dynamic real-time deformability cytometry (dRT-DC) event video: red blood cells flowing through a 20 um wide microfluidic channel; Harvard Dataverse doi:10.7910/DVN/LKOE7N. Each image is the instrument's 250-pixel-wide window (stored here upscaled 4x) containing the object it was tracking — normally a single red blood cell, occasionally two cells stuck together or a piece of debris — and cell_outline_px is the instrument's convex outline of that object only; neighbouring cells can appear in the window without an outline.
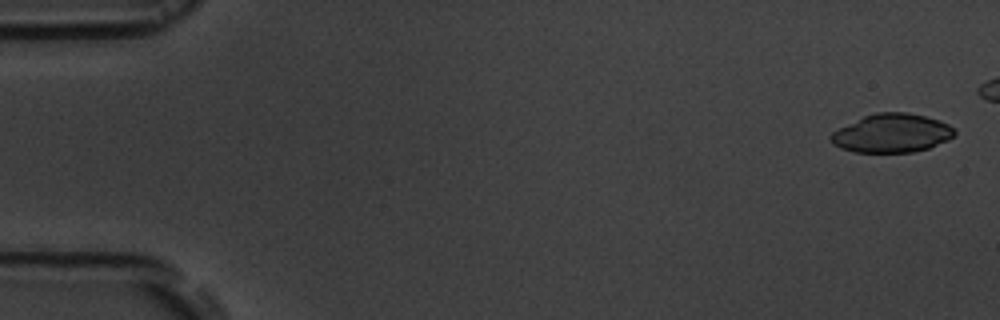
{"species": "common noctule bat (a hibernating species)", "species_latin": "Nyctalus noctula", "temperature_condition": "room temperature", "stored_images_in_passage": 5, "camera_frame_rate_fps": 3000, "um_per_image_px": 0.085, "animal": {"sex": "male", "body_mass_g": 19.5, "forearm_length_mm": 54.6}, "frame": {"image": 1, "passage_image": 1, "time_ms": 0.0, "image_size_px": [1000, 320], "cell_outline_px": [[956, 132], [948, 140], [928, 148], [912, 152], [852, 152], [840, 148], [832, 144], [828, 136], [832, 132], [864, 116], [876, 112], [908, 112], [940, 120], [948, 124]], "centroid_in_image_um": [75.78, 11.32], "position_along_channel_um": 9.2, "area_um2": 27.8}}